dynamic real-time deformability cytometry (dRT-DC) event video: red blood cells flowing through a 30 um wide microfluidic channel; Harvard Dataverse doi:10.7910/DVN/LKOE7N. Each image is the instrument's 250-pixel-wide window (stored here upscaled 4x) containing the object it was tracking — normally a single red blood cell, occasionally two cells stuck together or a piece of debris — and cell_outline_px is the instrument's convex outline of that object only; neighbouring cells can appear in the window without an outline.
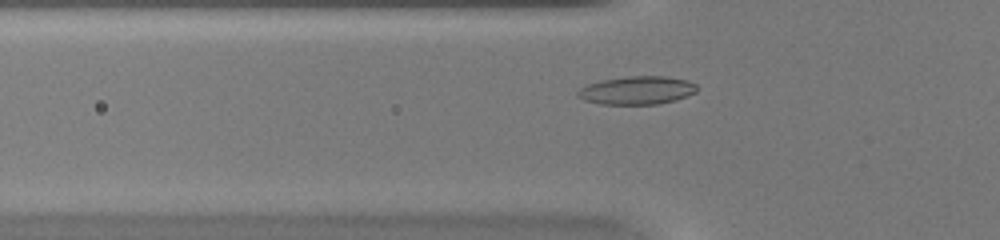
{"species": "common noctule bat (a hibernating species)", "species_latin": "Nyctalus noctula", "temperature_condition": "warm", "stored_images_in_passage": 41, "camera_frame_rate_fps": 3000, "um_per_image_px": 0.085, "animal": {"sex": "female", "body_mass_g": 20.0, "forearm_length_mm": 54.0}, "frame": {"image": 1, "passage_image": 9, "time_ms": 2.667, "image_size_px": [1000, 240], "cell_outline_px": [[696, 92], [676, 100], [656, 104], [600, 104], [584, 100], [576, 96], [576, 92], [580, 88], [588, 84], [600, 80], [628, 76], [664, 76], [688, 80], [696, 84]], "centroid_in_image_um": [54.12, 7.67], "position_along_channel_um": 71.7, "area_um2": 19.65}}
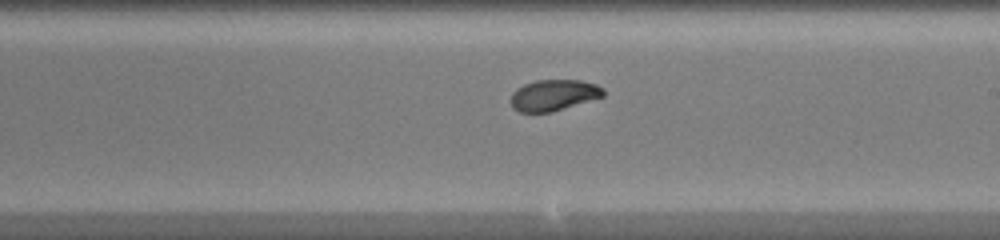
{"frame": {"image": 2, "passage_image": 21, "time_ms": 6.667, "image_size_px": [1000, 240], "cell_outline_px": [[604, 96], [552, 112], [520, 112], [512, 108], [512, 92], [516, 88], [524, 84], [536, 80], [580, 80], [596, 84], [604, 88]], "centroid_in_image_um": [47.06, 8.08], "position_along_channel_um": 241.9, "area_um2": 16.76}}
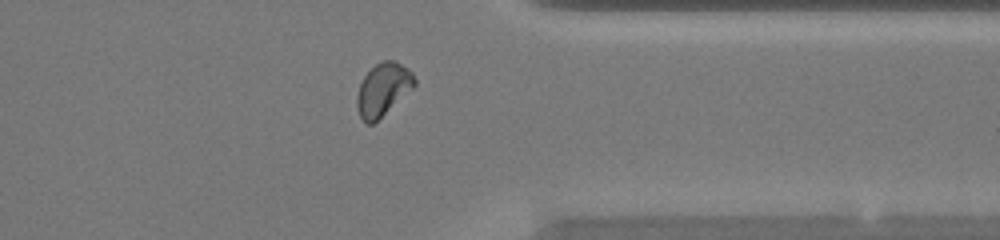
{"frame": {"image": 3, "passage_image": 31, "time_ms": 10.0, "image_size_px": [1000, 240], "cell_outline_px": [[416, 84], [412, 88], [372, 124], [368, 124], [360, 116], [356, 108], [356, 96], [360, 84], [364, 76], [376, 64], [384, 60], [392, 60], [408, 68], [412, 72], [416, 80]], "centroid_in_image_um": [32.54, 7.58], "position_along_channel_um": 378.9, "area_um2": 17.22}, "authors_computed_cell_mechanics": {"area_um2": 17.2822, "velocity_mm_per_s": 4.259, "shape_relaxation_time_tau1_ms": 6.3776, "shape_relaxation_time_tau2_ms": 1.7696, "deformation_change_tau1": 0.1962, "deformation_change_tau2": 0.0513}}